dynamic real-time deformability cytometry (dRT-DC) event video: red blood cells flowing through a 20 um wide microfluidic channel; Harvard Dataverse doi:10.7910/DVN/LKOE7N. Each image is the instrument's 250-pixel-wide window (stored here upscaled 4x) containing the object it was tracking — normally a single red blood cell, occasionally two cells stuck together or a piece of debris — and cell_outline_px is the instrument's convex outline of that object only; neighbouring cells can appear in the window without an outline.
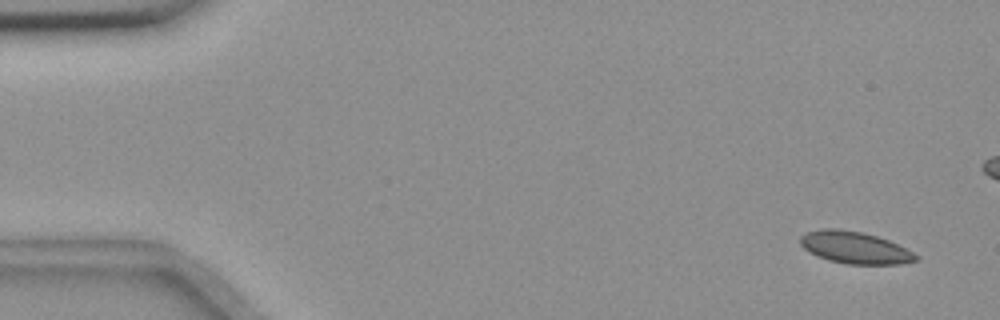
{"species": "common noctule bat (a hibernating species)", "species_latin": "Nyctalus noctula", "temperature_condition": "room temperature", "stored_images_in_passage": 5, "camera_frame_rate_fps": 3000, "um_per_image_px": 0.085, "animal": {"sex": "female", "body_mass_g": 18.4}, "frame": {"image": 1, "passage_image": 1, "time_ms": 0.0, "image_size_px": [1000, 320], "cell_outline_px": [[920, 260], [900, 264], [844, 264], [828, 260], [816, 256], [808, 252], [800, 244], [800, 236], [808, 232], [820, 228], [836, 228], [860, 232], [876, 236], [888, 240], [920, 256]], "centroid_in_image_um": [72.64, 21.06], "position_along_channel_um": 12.4, "area_um2": 21.62}}